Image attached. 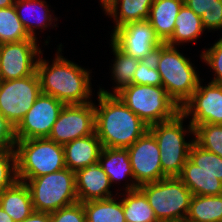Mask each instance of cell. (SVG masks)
I'll list each match as a JSON object with an SVG mask.
<instances>
[{"instance_id":"39","label":"cell","mask_w":222,"mask_h":222,"mask_svg":"<svg viewBox=\"0 0 222 222\" xmlns=\"http://www.w3.org/2000/svg\"><path fill=\"white\" fill-rule=\"evenodd\" d=\"M21 222H50V213L34 211L29 217Z\"/></svg>"},{"instance_id":"40","label":"cell","mask_w":222,"mask_h":222,"mask_svg":"<svg viewBox=\"0 0 222 222\" xmlns=\"http://www.w3.org/2000/svg\"><path fill=\"white\" fill-rule=\"evenodd\" d=\"M0 222H15L0 206Z\"/></svg>"},{"instance_id":"23","label":"cell","mask_w":222,"mask_h":222,"mask_svg":"<svg viewBox=\"0 0 222 222\" xmlns=\"http://www.w3.org/2000/svg\"><path fill=\"white\" fill-rule=\"evenodd\" d=\"M204 31L206 30L202 25L201 17L184 4L176 17L174 32L165 44L179 47L181 43L182 45L193 41L197 43L195 40H198Z\"/></svg>"},{"instance_id":"6","label":"cell","mask_w":222,"mask_h":222,"mask_svg":"<svg viewBox=\"0 0 222 222\" xmlns=\"http://www.w3.org/2000/svg\"><path fill=\"white\" fill-rule=\"evenodd\" d=\"M115 95L148 126L171 120L180 112L163 86L132 84Z\"/></svg>"},{"instance_id":"9","label":"cell","mask_w":222,"mask_h":222,"mask_svg":"<svg viewBox=\"0 0 222 222\" xmlns=\"http://www.w3.org/2000/svg\"><path fill=\"white\" fill-rule=\"evenodd\" d=\"M40 94L37 72L21 79L0 80V113L15 128Z\"/></svg>"},{"instance_id":"28","label":"cell","mask_w":222,"mask_h":222,"mask_svg":"<svg viewBox=\"0 0 222 222\" xmlns=\"http://www.w3.org/2000/svg\"><path fill=\"white\" fill-rule=\"evenodd\" d=\"M182 172L212 173L217 179L222 181V157L204 150L194 142Z\"/></svg>"},{"instance_id":"10","label":"cell","mask_w":222,"mask_h":222,"mask_svg":"<svg viewBox=\"0 0 222 222\" xmlns=\"http://www.w3.org/2000/svg\"><path fill=\"white\" fill-rule=\"evenodd\" d=\"M95 133L93 101L84 104H65L52 126L48 139L65 145L77 138Z\"/></svg>"},{"instance_id":"15","label":"cell","mask_w":222,"mask_h":222,"mask_svg":"<svg viewBox=\"0 0 222 222\" xmlns=\"http://www.w3.org/2000/svg\"><path fill=\"white\" fill-rule=\"evenodd\" d=\"M126 149L129 153L134 180L138 186L165 178L157 141L149 131Z\"/></svg>"},{"instance_id":"29","label":"cell","mask_w":222,"mask_h":222,"mask_svg":"<svg viewBox=\"0 0 222 222\" xmlns=\"http://www.w3.org/2000/svg\"><path fill=\"white\" fill-rule=\"evenodd\" d=\"M34 39L29 36L17 16L14 5L0 8V44Z\"/></svg>"},{"instance_id":"1","label":"cell","mask_w":222,"mask_h":222,"mask_svg":"<svg viewBox=\"0 0 222 222\" xmlns=\"http://www.w3.org/2000/svg\"><path fill=\"white\" fill-rule=\"evenodd\" d=\"M52 64L39 57L37 74L41 93L51 95L64 104H84L92 102L91 70L62 56V43L57 46Z\"/></svg>"},{"instance_id":"38","label":"cell","mask_w":222,"mask_h":222,"mask_svg":"<svg viewBox=\"0 0 222 222\" xmlns=\"http://www.w3.org/2000/svg\"><path fill=\"white\" fill-rule=\"evenodd\" d=\"M184 4L199 17L212 8H222V0H184Z\"/></svg>"},{"instance_id":"42","label":"cell","mask_w":222,"mask_h":222,"mask_svg":"<svg viewBox=\"0 0 222 222\" xmlns=\"http://www.w3.org/2000/svg\"><path fill=\"white\" fill-rule=\"evenodd\" d=\"M103 11L114 1V0H99Z\"/></svg>"},{"instance_id":"35","label":"cell","mask_w":222,"mask_h":222,"mask_svg":"<svg viewBox=\"0 0 222 222\" xmlns=\"http://www.w3.org/2000/svg\"><path fill=\"white\" fill-rule=\"evenodd\" d=\"M50 222H86L82 202H77L50 213Z\"/></svg>"},{"instance_id":"7","label":"cell","mask_w":222,"mask_h":222,"mask_svg":"<svg viewBox=\"0 0 222 222\" xmlns=\"http://www.w3.org/2000/svg\"><path fill=\"white\" fill-rule=\"evenodd\" d=\"M138 188L145 194L159 222H185L192 193L179 177H165Z\"/></svg>"},{"instance_id":"8","label":"cell","mask_w":222,"mask_h":222,"mask_svg":"<svg viewBox=\"0 0 222 222\" xmlns=\"http://www.w3.org/2000/svg\"><path fill=\"white\" fill-rule=\"evenodd\" d=\"M25 183L36 212L53 213L78 202L75 172L68 168L27 179Z\"/></svg>"},{"instance_id":"20","label":"cell","mask_w":222,"mask_h":222,"mask_svg":"<svg viewBox=\"0 0 222 222\" xmlns=\"http://www.w3.org/2000/svg\"><path fill=\"white\" fill-rule=\"evenodd\" d=\"M183 5L184 0H153L148 21L162 43L172 36L176 17Z\"/></svg>"},{"instance_id":"11","label":"cell","mask_w":222,"mask_h":222,"mask_svg":"<svg viewBox=\"0 0 222 222\" xmlns=\"http://www.w3.org/2000/svg\"><path fill=\"white\" fill-rule=\"evenodd\" d=\"M64 105L55 97L41 93L20 123L14 128L15 140L48 138Z\"/></svg>"},{"instance_id":"21","label":"cell","mask_w":222,"mask_h":222,"mask_svg":"<svg viewBox=\"0 0 222 222\" xmlns=\"http://www.w3.org/2000/svg\"><path fill=\"white\" fill-rule=\"evenodd\" d=\"M1 208L15 221L21 222L33 212V203L29 187L17 180L0 194Z\"/></svg>"},{"instance_id":"32","label":"cell","mask_w":222,"mask_h":222,"mask_svg":"<svg viewBox=\"0 0 222 222\" xmlns=\"http://www.w3.org/2000/svg\"><path fill=\"white\" fill-rule=\"evenodd\" d=\"M17 180L15 148L0 149V194Z\"/></svg>"},{"instance_id":"12","label":"cell","mask_w":222,"mask_h":222,"mask_svg":"<svg viewBox=\"0 0 222 222\" xmlns=\"http://www.w3.org/2000/svg\"><path fill=\"white\" fill-rule=\"evenodd\" d=\"M110 36V42L117 48L139 60L152 59L162 44L148 20L127 23Z\"/></svg>"},{"instance_id":"26","label":"cell","mask_w":222,"mask_h":222,"mask_svg":"<svg viewBox=\"0 0 222 222\" xmlns=\"http://www.w3.org/2000/svg\"><path fill=\"white\" fill-rule=\"evenodd\" d=\"M115 197L82 203L86 222H126L121 199Z\"/></svg>"},{"instance_id":"41","label":"cell","mask_w":222,"mask_h":222,"mask_svg":"<svg viewBox=\"0 0 222 222\" xmlns=\"http://www.w3.org/2000/svg\"><path fill=\"white\" fill-rule=\"evenodd\" d=\"M15 0H0V8H6L14 5Z\"/></svg>"},{"instance_id":"19","label":"cell","mask_w":222,"mask_h":222,"mask_svg":"<svg viewBox=\"0 0 222 222\" xmlns=\"http://www.w3.org/2000/svg\"><path fill=\"white\" fill-rule=\"evenodd\" d=\"M14 7L22 22L25 30L31 38L38 39L36 36V30H45L48 26H56V16H52L49 10V5L46 4L45 0H15ZM54 18V19H53Z\"/></svg>"},{"instance_id":"31","label":"cell","mask_w":222,"mask_h":222,"mask_svg":"<svg viewBox=\"0 0 222 222\" xmlns=\"http://www.w3.org/2000/svg\"><path fill=\"white\" fill-rule=\"evenodd\" d=\"M194 142L204 150L222 157V125L201 124L196 126Z\"/></svg>"},{"instance_id":"14","label":"cell","mask_w":222,"mask_h":222,"mask_svg":"<svg viewBox=\"0 0 222 222\" xmlns=\"http://www.w3.org/2000/svg\"><path fill=\"white\" fill-rule=\"evenodd\" d=\"M201 81L191 98L181 107L180 112L190 117L195 128L201 124L222 125V85L209 81L201 86Z\"/></svg>"},{"instance_id":"13","label":"cell","mask_w":222,"mask_h":222,"mask_svg":"<svg viewBox=\"0 0 222 222\" xmlns=\"http://www.w3.org/2000/svg\"><path fill=\"white\" fill-rule=\"evenodd\" d=\"M41 53L37 39L0 44V80L21 79L36 73Z\"/></svg>"},{"instance_id":"17","label":"cell","mask_w":222,"mask_h":222,"mask_svg":"<svg viewBox=\"0 0 222 222\" xmlns=\"http://www.w3.org/2000/svg\"><path fill=\"white\" fill-rule=\"evenodd\" d=\"M102 148L96 133L66 143L63 145L66 168L76 172L98 163Z\"/></svg>"},{"instance_id":"30","label":"cell","mask_w":222,"mask_h":222,"mask_svg":"<svg viewBox=\"0 0 222 222\" xmlns=\"http://www.w3.org/2000/svg\"><path fill=\"white\" fill-rule=\"evenodd\" d=\"M179 178L192 195L214 196L222 194V181L207 172H182Z\"/></svg>"},{"instance_id":"33","label":"cell","mask_w":222,"mask_h":222,"mask_svg":"<svg viewBox=\"0 0 222 222\" xmlns=\"http://www.w3.org/2000/svg\"><path fill=\"white\" fill-rule=\"evenodd\" d=\"M201 61L213 71V78L211 82L222 85V37L217 40L213 46L204 51L200 55Z\"/></svg>"},{"instance_id":"27","label":"cell","mask_w":222,"mask_h":222,"mask_svg":"<svg viewBox=\"0 0 222 222\" xmlns=\"http://www.w3.org/2000/svg\"><path fill=\"white\" fill-rule=\"evenodd\" d=\"M120 196L126 222H159L145 194L139 189L124 192Z\"/></svg>"},{"instance_id":"37","label":"cell","mask_w":222,"mask_h":222,"mask_svg":"<svg viewBox=\"0 0 222 222\" xmlns=\"http://www.w3.org/2000/svg\"><path fill=\"white\" fill-rule=\"evenodd\" d=\"M14 127L0 113V149L15 147Z\"/></svg>"},{"instance_id":"2","label":"cell","mask_w":222,"mask_h":222,"mask_svg":"<svg viewBox=\"0 0 222 222\" xmlns=\"http://www.w3.org/2000/svg\"><path fill=\"white\" fill-rule=\"evenodd\" d=\"M95 133L103 147L128 148L149 129L116 95L97 92Z\"/></svg>"},{"instance_id":"34","label":"cell","mask_w":222,"mask_h":222,"mask_svg":"<svg viewBox=\"0 0 222 222\" xmlns=\"http://www.w3.org/2000/svg\"><path fill=\"white\" fill-rule=\"evenodd\" d=\"M133 84L162 86V79L152 59L141 60L135 70Z\"/></svg>"},{"instance_id":"24","label":"cell","mask_w":222,"mask_h":222,"mask_svg":"<svg viewBox=\"0 0 222 222\" xmlns=\"http://www.w3.org/2000/svg\"><path fill=\"white\" fill-rule=\"evenodd\" d=\"M112 47L113 55V64H111V80H114L116 86L113 88V92L107 91L104 88L99 87V92L105 95H115L124 87L133 84V77L135 70L138 68L139 62L141 60L136 59L132 56L126 55L123 51L117 48L112 42L110 44Z\"/></svg>"},{"instance_id":"18","label":"cell","mask_w":222,"mask_h":222,"mask_svg":"<svg viewBox=\"0 0 222 222\" xmlns=\"http://www.w3.org/2000/svg\"><path fill=\"white\" fill-rule=\"evenodd\" d=\"M103 171L108 175L111 184L120 183L124 178L130 181L125 184L124 191L137 189L139 186L135 183L134 175L129 159V153L126 148H107L103 147L99 156V162ZM132 181V182H131Z\"/></svg>"},{"instance_id":"5","label":"cell","mask_w":222,"mask_h":222,"mask_svg":"<svg viewBox=\"0 0 222 222\" xmlns=\"http://www.w3.org/2000/svg\"><path fill=\"white\" fill-rule=\"evenodd\" d=\"M17 178L40 177L66 168L63 145L48 138L16 140Z\"/></svg>"},{"instance_id":"25","label":"cell","mask_w":222,"mask_h":222,"mask_svg":"<svg viewBox=\"0 0 222 222\" xmlns=\"http://www.w3.org/2000/svg\"><path fill=\"white\" fill-rule=\"evenodd\" d=\"M222 194L192 195L185 222H221Z\"/></svg>"},{"instance_id":"36","label":"cell","mask_w":222,"mask_h":222,"mask_svg":"<svg viewBox=\"0 0 222 222\" xmlns=\"http://www.w3.org/2000/svg\"><path fill=\"white\" fill-rule=\"evenodd\" d=\"M201 21L205 30H222V8H212L205 11L201 16Z\"/></svg>"},{"instance_id":"22","label":"cell","mask_w":222,"mask_h":222,"mask_svg":"<svg viewBox=\"0 0 222 222\" xmlns=\"http://www.w3.org/2000/svg\"><path fill=\"white\" fill-rule=\"evenodd\" d=\"M153 0H114L104 11L113 18V31L130 22L148 20Z\"/></svg>"},{"instance_id":"3","label":"cell","mask_w":222,"mask_h":222,"mask_svg":"<svg viewBox=\"0 0 222 222\" xmlns=\"http://www.w3.org/2000/svg\"><path fill=\"white\" fill-rule=\"evenodd\" d=\"M177 49V46L162 43L156 49L152 60L160 73L162 86L181 109L202 80L190 58L185 57Z\"/></svg>"},{"instance_id":"16","label":"cell","mask_w":222,"mask_h":222,"mask_svg":"<svg viewBox=\"0 0 222 222\" xmlns=\"http://www.w3.org/2000/svg\"><path fill=\"white\" fill-rule=\"evenodd\" d=\"M75 183L78 202L113 197L110 179L99 163L77 170Z\"/></svg>"},{"instance_id":"4","label":"cell","mask_w":222,"mask_h":222,"mask_svg":"<svg viewBox=\"0 0 222 222\" xmlns=\"http://www.w3.org/2000/svg\"><path fill=\"white\" fill-rule=\"evenodd\" d=\"M187 119L179 112L173 119L149 126L148 131L157 141L160 151V162L165 177H179L183 166L189 158V151L194 138L185 140L186 134L194 136V127L190 124L184 128Z\"/></svg>"}]
</instances>
